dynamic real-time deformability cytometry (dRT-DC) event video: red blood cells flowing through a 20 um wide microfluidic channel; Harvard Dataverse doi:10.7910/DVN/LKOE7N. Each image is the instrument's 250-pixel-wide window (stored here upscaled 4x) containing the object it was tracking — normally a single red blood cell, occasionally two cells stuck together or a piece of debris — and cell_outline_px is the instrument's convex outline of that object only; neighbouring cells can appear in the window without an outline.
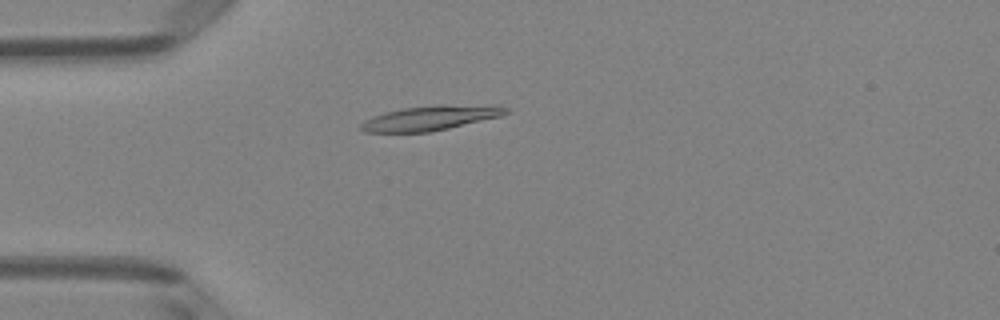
{"species": "Egyptian fruit bat (a non-hibernating species)", "species_latin": "Rousettus aegyptiacus", "temperature_condition": "room temperature", "stored_images_in_passage": 3, "camera_frame_rate_fps": 3000, "um_per_image_px": 0.085, "animal": {"sex": "female"}, "frame": {"image": 1, "passage_image": 2, "time_ms": 0.333, "image_size_px": [1000, 320], "cell_outline_px": [[508, 112], [500, 116], [432, 132], [364, 132], [360, 128], [360, 124], [364, 120], [372, 116], [384, 112], [404, 108], [440, 104], [496, 104], [508, 108]], "centroid_in_image_um": [36.62, 10.01], "position_along_channel_um": 48.4, "area_um2": 21.15}}